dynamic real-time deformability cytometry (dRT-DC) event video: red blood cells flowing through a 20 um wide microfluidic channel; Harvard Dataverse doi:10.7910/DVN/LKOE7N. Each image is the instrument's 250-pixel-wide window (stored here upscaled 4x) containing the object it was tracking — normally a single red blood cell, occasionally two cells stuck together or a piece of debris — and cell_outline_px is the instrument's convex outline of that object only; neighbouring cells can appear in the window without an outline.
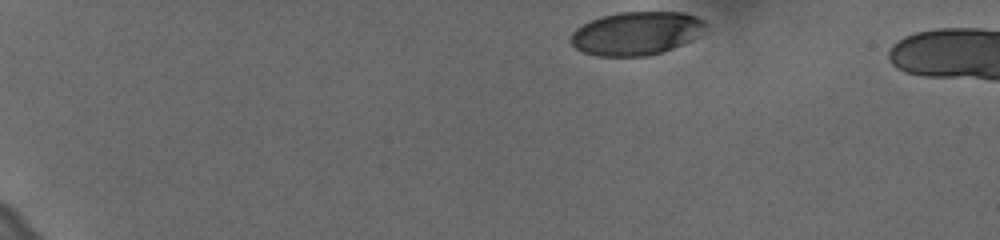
{"species": "human", "species_latin": "Homo sapiens", "temperature_condition": "cold", "stored_images_in_passage": 7, "camera_frame_rate_fps": 3000, "um_per_image_px": 0.085, "donor": {"sex": "female"}, "frame": {"image": 1, "passage_image": 1, "time_ms": 0.0, "image_size_px": [1000, 240], "cell_outline_px": [[708, 24], [692, 40], [664, 52], [648, 56], [596, 56], [584, 52], [576, 48], [568, 40], [572, 32], [576, 28], [600, 16], [620, 12], [684, 12], [696, 16], [704, 20]], "centroid_in_image_um": [54.08, 2.83], "position_along_channel_um": 30.9, "area_um2": 34.22}}